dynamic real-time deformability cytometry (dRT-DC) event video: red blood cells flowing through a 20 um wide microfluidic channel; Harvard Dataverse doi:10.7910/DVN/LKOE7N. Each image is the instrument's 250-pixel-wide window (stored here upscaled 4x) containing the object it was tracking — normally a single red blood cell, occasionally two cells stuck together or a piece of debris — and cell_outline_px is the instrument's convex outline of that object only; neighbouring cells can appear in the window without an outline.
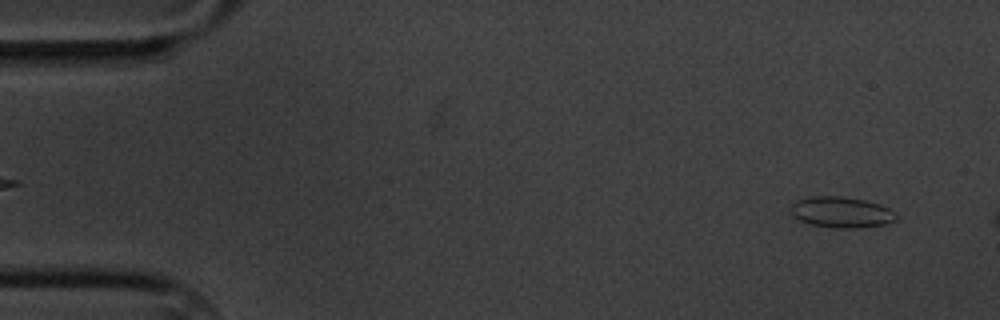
{"species": "common noctule bat (a hibernating species)", "species_latin": "Nyctalus noctula", "temperature_condition": "cold", "stored_images_in_passage": 7, "camera_frame_rate_fps": 3000, "um_per_image_px": 0.085, "animal": {"sex": "male", "body_mass_g": 20.1, "forearm_length_mm": 53.5}, "frame": {"image": 1, "passage_image": 7, "time_ms": 8.0, "image_size_px": [1000, 320], "cell_outline_px": [[896, 220], [884, 224], [860, 228], [836, 228], [808, 224], [792, 216], [792, 204], [796, 200], [812, 196], [840, 196], [864, 200], [880, 204], [896, 212]], "centroid_in_image_um": [71.51, 18.04], "position_along_channel_um": 13.5, "area_um2": 19.02}}